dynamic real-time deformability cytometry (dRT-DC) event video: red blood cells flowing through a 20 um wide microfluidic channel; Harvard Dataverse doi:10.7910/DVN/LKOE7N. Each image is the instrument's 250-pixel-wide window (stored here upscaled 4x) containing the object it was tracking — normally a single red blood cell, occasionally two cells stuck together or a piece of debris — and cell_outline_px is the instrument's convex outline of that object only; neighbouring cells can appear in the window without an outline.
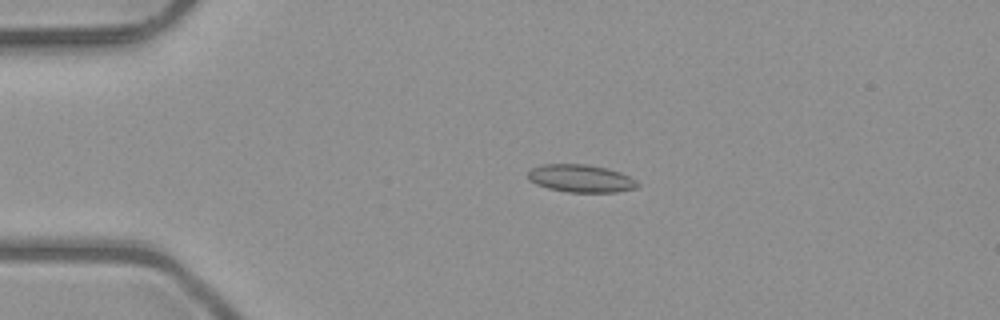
{"species": "common noctule bat (a hibernating species)", "species_latin": "Nyctalus noctula", "temperature_condition": "room temperature", "stored_images_in_passage": 51, "camera_frame_rate_fps": 3000, "um_per_image_px": 0.085, "animal": {"sex": "male", "body_mass_g": 23.1, "forearm_length_mm": 52.7}, "frame": {"image": 1, "passage_image": 11, "time_ms": 3.333, "image_size_px": [1000, 320], "cell_outline_px": [[640, 184], [636, 188], [616, 192], [568, 192], [548, 188], [536, 184], [528, 180], [528, 172], [532, 168], [544, 164], [588, 164], [608, 168], [620, 172], [636, 180]], "centroid_in_image_um": [49.38, 15.16], "position_along_channel_um": 35.6, "area_um2": 17.74}}
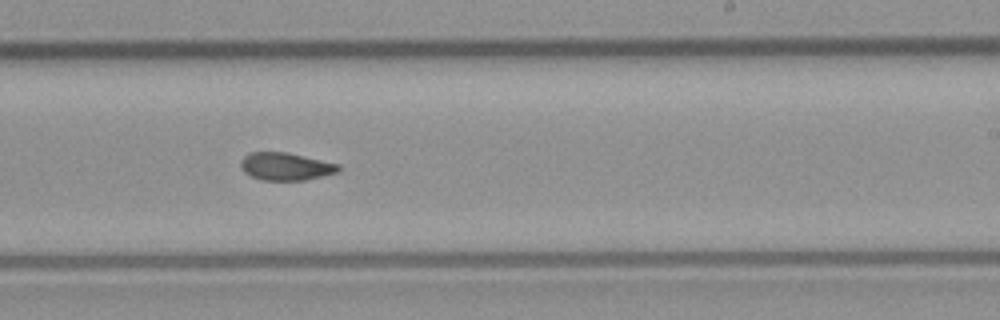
{"frame": {"image": 2, "passage_image": 31, "time_ms": 10.0, "image_size_px": [1000, 320], "cell_outline_px": [[340, 172], [324, 176], [304, 180], [264, 180], [252, 176], [244, 172], [240, 168], [240, 160], [248, 152], [288, 152], [340, 164]], "centroid_in_image_um": [24.3, 14.14], "position_along_channel_um": 264.7, "area_um2": 15.95}}
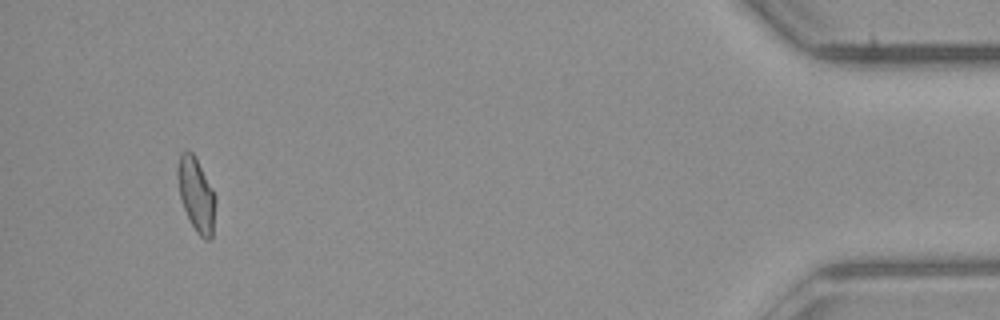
{"frame": {"image": 3, "passage_image": 48, "time_ms": 15.667, "image_size_px": [1000, 320], "cell_outline_px": [[216, 200], [212, 240], [204, 240], [196, 232], [184, 208], [180, 196], [176, 176], [176, 168], [180, 152], [188, 148], [192, 152], [212, 188], [216, 196]], "centroid_in_image_um": [16.67, 16.53], "position_along_channel_um": 418.5, "area_um2": 16.42}, "authors_computed_cell_mechanics": {"area_um2": 16.4152, "velocity_mm_per_s": 4.0574, "shape_relaxation_time_tau1_ms": null, "shape_relaxation_time_tau2_ms": 2.0934, "deformation_change_tau1": null, "deformation_change_tau2": 0.0851}}